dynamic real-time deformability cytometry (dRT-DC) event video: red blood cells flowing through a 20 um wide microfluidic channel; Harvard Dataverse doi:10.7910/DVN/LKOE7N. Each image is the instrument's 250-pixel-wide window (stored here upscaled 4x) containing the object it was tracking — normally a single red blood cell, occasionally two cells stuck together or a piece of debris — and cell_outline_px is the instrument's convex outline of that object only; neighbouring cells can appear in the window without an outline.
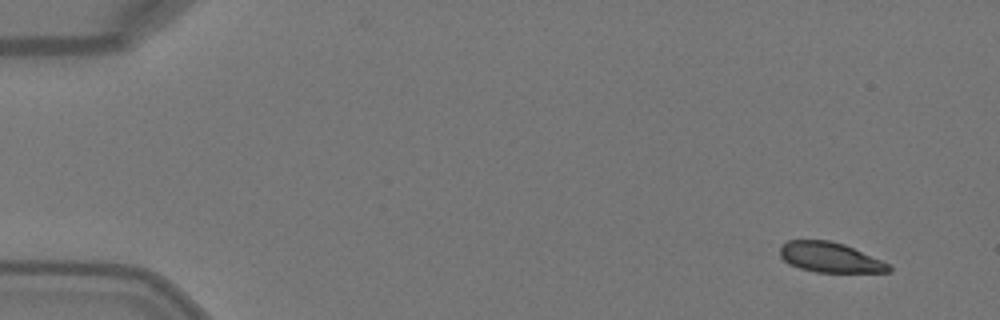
{"species": "Egyptian fruit bat (a non-hibernating species)", "species_latin": "Rousettus aegyptiacus", "temperature_condition": "warm", "stored_images_in_passage": 4, "camera_frame_rate_fps": 3000, "um_per_image_px": 0.085, "animal": {"sex": "female"}, "frame": {"image": 1, "passage_image": 1, "time_ms": 0.0, "image_size_px": [1000, 320], "cell_outline_px": [[892, 272], [816, 272], [800, 268], [788, 264], [780, 256], [780, 248], [788, 240], [828, 240], [844, 244], [892, 264]], "centroid_in_image_um": [70.59, 21.88], "position_along_channel_um": 14.4, "area_um2": 19.13}}
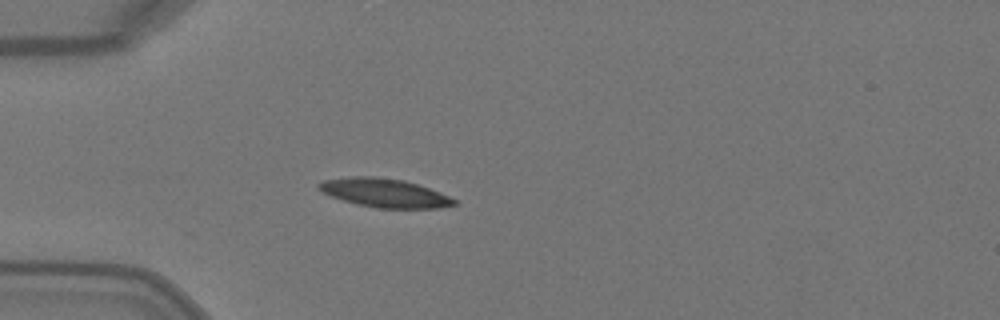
{"frame": {"image": 2, "passage_image": 4, "time_ms": 1.0, "image_size_px": [1000, 320], "cell_outline_px": [[456, 204], [440, 208], [376, 208], [356, 204], [332, 196], [316, 188], [316, 184], [324, 180], [352, 176], [376, 176], [404, 180], [440, 192], [456, 200]], "centroid_in_image_um": [32.67, 16.39], "position_along_channel_um": 52.3, "area_um2": 22.54}}